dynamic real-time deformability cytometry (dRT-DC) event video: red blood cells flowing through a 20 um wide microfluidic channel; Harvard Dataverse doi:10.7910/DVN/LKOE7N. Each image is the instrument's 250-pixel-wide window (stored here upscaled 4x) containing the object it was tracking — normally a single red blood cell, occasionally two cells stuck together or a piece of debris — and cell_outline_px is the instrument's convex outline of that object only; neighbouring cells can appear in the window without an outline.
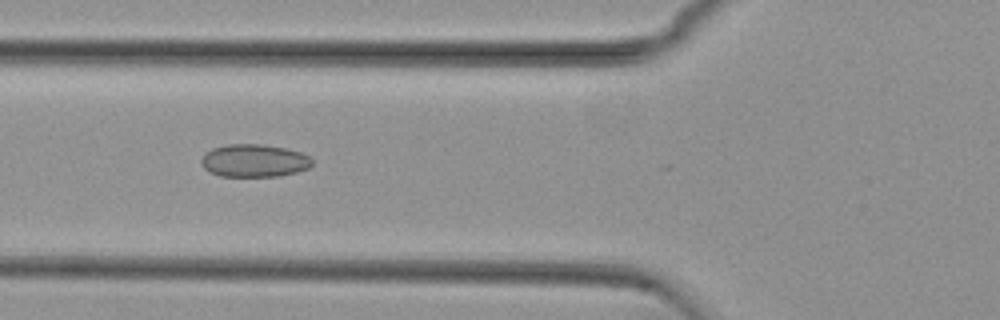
{"species": "common noctule bat (a hibernating species)", "species_latin": "Nyctalus noctula", "temperature_condition": "cold", "stored_images_in_passage": 18, "camera_frame_rate_fps": 3000, "um_per_image_px": 0.085, "animal": {"sex": "female", "body_mass_g": 29.2, "forearm_length_mm": 56.3}, "frame": {"image": 1, "passage_image": 5, "time_ms": 1.333, "image_size_px": [1000, 320], "cell_outline_px": [[312, 164], [308, 168], [296, 172], [280, 176], [220, 176], [204, 168], [200, 160], [204, 152], [212, 148], [228, 144], [264, 144], [284, 148], [300, 152], [308, 156], [312, 160]], "centroid_in_image_um": [21.58, 13.65], "position_along_channel_um": 104.2, "area_um2": 21.15}}
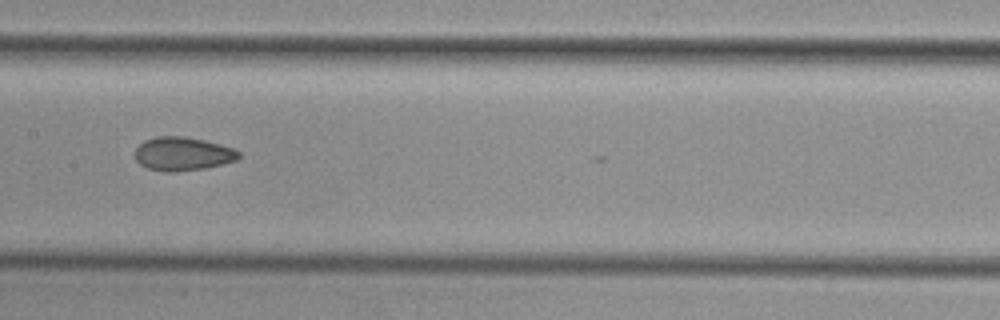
{"frame": {"image": 2, "passage_image": 12, "time_ms": 3.667, "image_size_px": [1000, 320], "cell_outline_px": [[240, 156], [236, 160], [204, 168], [176, 172], [164, 172], [148, 168], [140, 164], [136, 160], [136, 148], [144, 140], [156, 136], [184, 136], [204, 140], [220, 144], [232, 148], [240, 152]], "centroid_in_image_um": [15.51, 13.07], "position_along_channel_um": 191.9, "area_um2": 20.23}}
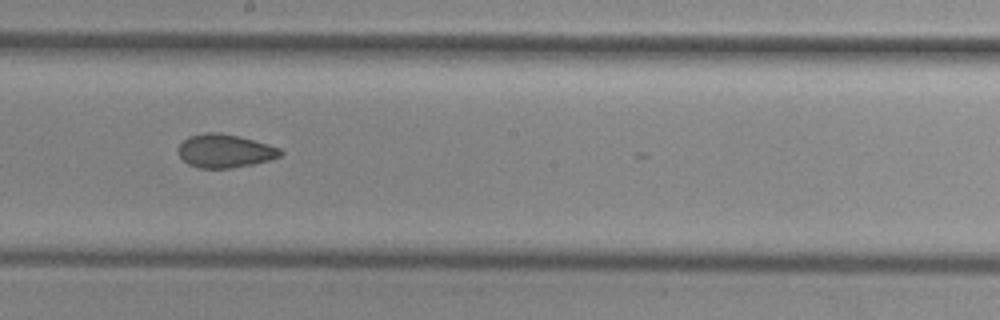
{"frame": {"image": 3, "passage_image": 15, "time_ms": 4.667, "image_size_px": [1000, 320], "cell_outline_px": [[284, 152], [280, 156], [268, 160], [252, 164], [228, 168], [200, 168], [188, 164], [180, 156], [176, 148], [188, 136], [204, 132], [220, 132], [240, 136], [268, 144], [280, 148]], "centroid_in_image_um": [19.09, 12.81], "position_along_channel_um": 229.1, "area_um2": 19.94}}